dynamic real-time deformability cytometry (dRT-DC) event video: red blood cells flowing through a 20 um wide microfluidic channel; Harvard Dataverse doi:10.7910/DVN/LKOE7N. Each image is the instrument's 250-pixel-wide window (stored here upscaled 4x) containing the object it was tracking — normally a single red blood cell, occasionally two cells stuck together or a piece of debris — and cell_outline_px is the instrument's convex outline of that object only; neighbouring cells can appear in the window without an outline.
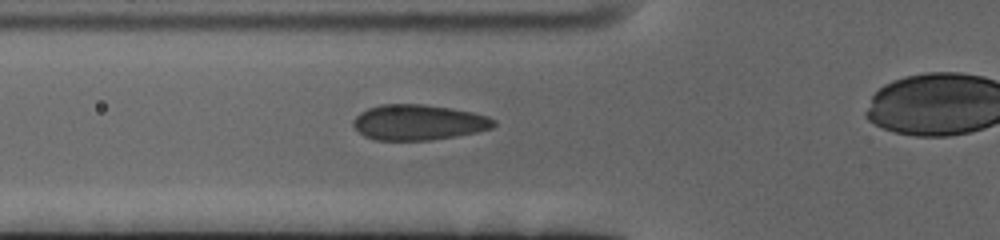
{"species": "human", "species_latin": "Homo sapiens", "temperature_condition": "cold", "stored_images_in_passage": 45, "camera_frame_rate_fps": 3000, "um_per_image_px": 0.085, "donor": {"sex": "female"}, "frame": {"image": 1, "passage_image": 17, "time_ms": 5.333, "image_size_px": [1000, 240], "cell_outline_px": [[496, 124], [492, 128], [476, 132], [428, 140], [376, 140], [364, 136], [352, 124], [352, 120], [360, 112], [368, 108], [380, 104], [420, 104], [448, 108], [472, 112], [488, 116], [496, 120]], "centroid_in_image_um": [35.54, 10.39], "position_along_channel_um": 90.3, "area_um2": 28.84}}
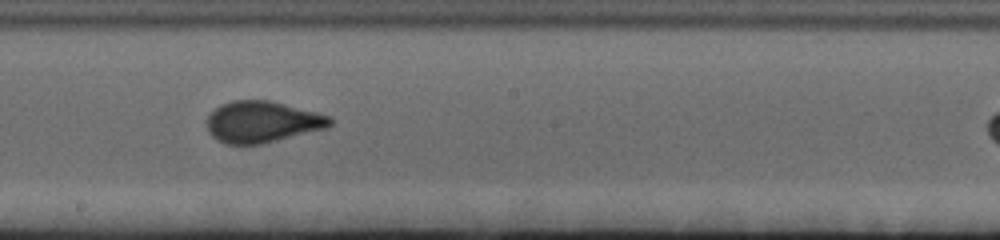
{"frame": {"image": 2, "passage_image": 29, "time_ms": 9.333, "image_size_px": [1000, 240], "cell_outline_px": [[332, 124], [328, 128], [260, 144], [224, 144], [216, 140], [208, 132], [208, 116], [220, 104], [232, 100], [268, 100], [332, 116]], "centroid_in_image_um": [22.29, 10.36], "position_along_channel_um": 225.9, "area_um2": 29.65}}
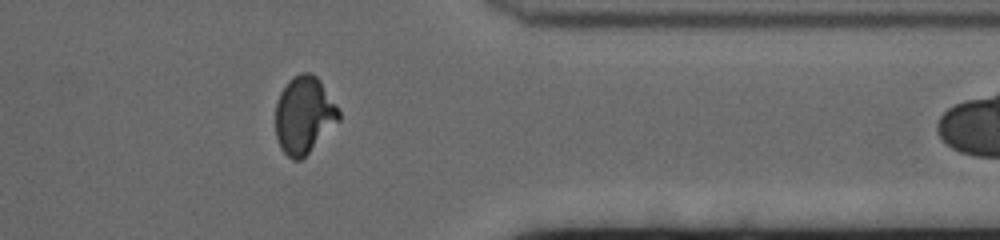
{"frame": {"image": 3, "passage_image": 44, "time_ms": 14.333, "image_size_px": [1000, 240], "cell_outline_px": [[340, 120], [300, 160], [292, 160], [280, 148], [276, 136], [276, 100], [280, 92], [288, 80], [292, 76], [300, 72], [312, 72], [320, 80], [340, 112]], "centroid_in_image_um": [25.82, 9.75], "position_along_channel_um": 385.6, "area_um2": 28.38}}